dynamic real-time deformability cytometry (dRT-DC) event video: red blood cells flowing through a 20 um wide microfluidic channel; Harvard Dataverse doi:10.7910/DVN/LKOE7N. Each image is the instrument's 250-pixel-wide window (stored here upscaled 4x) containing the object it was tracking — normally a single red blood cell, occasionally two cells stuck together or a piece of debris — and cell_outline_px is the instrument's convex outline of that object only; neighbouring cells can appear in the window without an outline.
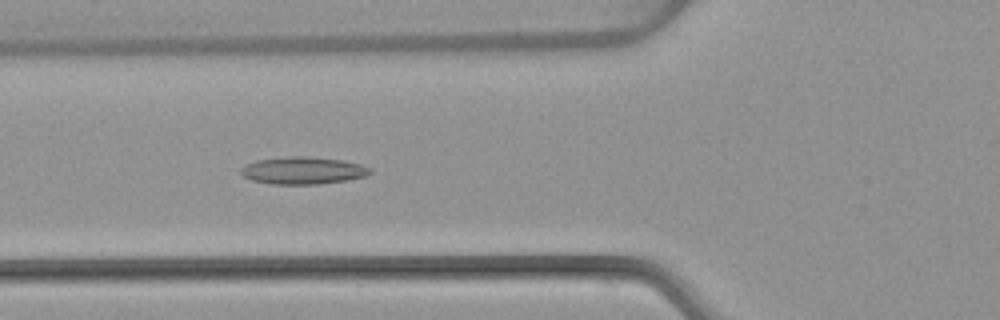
{"species": "common noctule bat (a hibernating species)", "species_latin": "Nyctalus noctula", "temperature_condition": "warm", "stored_images_in_passage": 53, "camera_frame_rate_fps": 3000, "um_per_image_px": 0.085, "animal": {"sex": "female", "body_mass_g": 22.7, "forearm_length_mm": 54.2}, "frame": {"image": 1, "passage_image": 20, "time_ms": 6.333, "image_size_px": [1000, 320], "cell_outline_px": [[372, 172], [364, 176], [348, 180], [316, 184], [272, 184], [252, 180], [244, 176], [240, 172], [240, 168], [244, 164], [256, 160], [292, 156], [308, 156], [340, 160], [360, 164], [372, 168]], "centroid_in_image_um": [25.73, 14.49], "position_along_channel_um": 100.1, "area_um2": 20.52}}
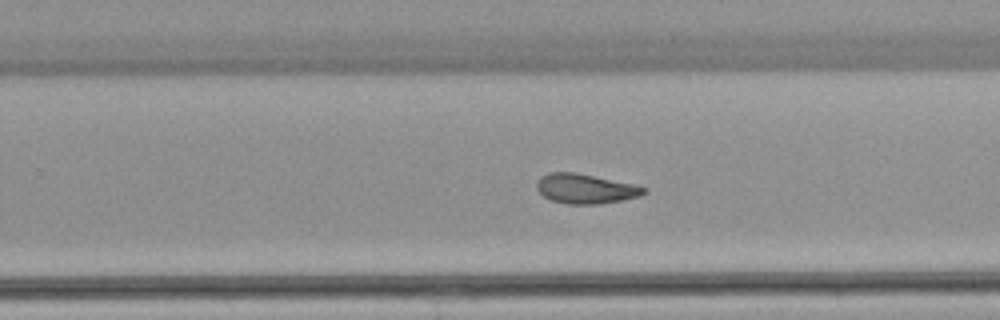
{"frame": {"image": 2, "passage_image": 34, "time_ms": 11.0, "image_size_px": [1000, 320], "cell_outline_px": [[648, 192], [640, 196], [600, 204], [568, 204], [552, 200], [544, 196], [536, 188], [536, 180], [540, 176], [548, 172], [572, 172], [636, 184], [648, 188]], "centroid_in_image_um": [49.78, 16.03], "position_along_channel_um": 280.0, "area_um2": 18.61}}
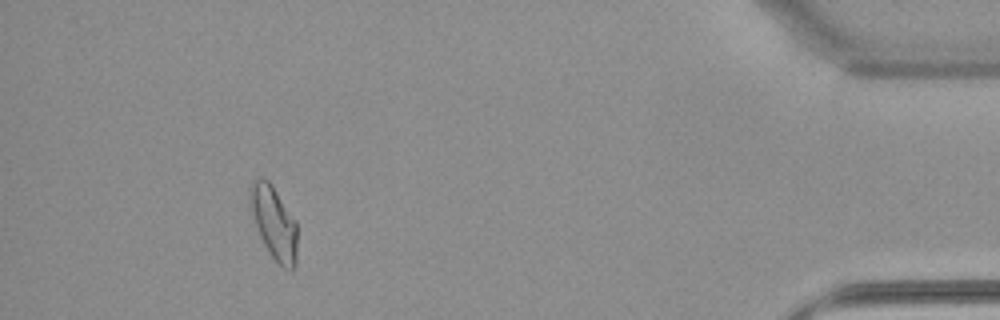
{"frame": {"image": 3, "passage_image": 49, "time_ms": 16.0, "image_size_px": [1000, 320], "cell_outline_px": [[296, 264], [292, 272], [284, 268], [272, 256], [264, 244], [260, 236], [248, 208], [248, 188], [252, 180], [256, 176], [264, 176], [272, 184], [296, 220]], "centroid_in_image_um": [23.23, 18.84], "position_along_channel_um": 412.0, "area_um2": 20.63}, "authors_computed_cell_mechanics": {"area_um2": 19.3052, "velocity_mm_per_s": 3.8583, "shape_relaxation_time_tau1_ms": null, "shape_relaxation_time_tau2_ms": 1.954, "deformation_change_tau1": null, "deformation_change_tau2": 0.0914}}